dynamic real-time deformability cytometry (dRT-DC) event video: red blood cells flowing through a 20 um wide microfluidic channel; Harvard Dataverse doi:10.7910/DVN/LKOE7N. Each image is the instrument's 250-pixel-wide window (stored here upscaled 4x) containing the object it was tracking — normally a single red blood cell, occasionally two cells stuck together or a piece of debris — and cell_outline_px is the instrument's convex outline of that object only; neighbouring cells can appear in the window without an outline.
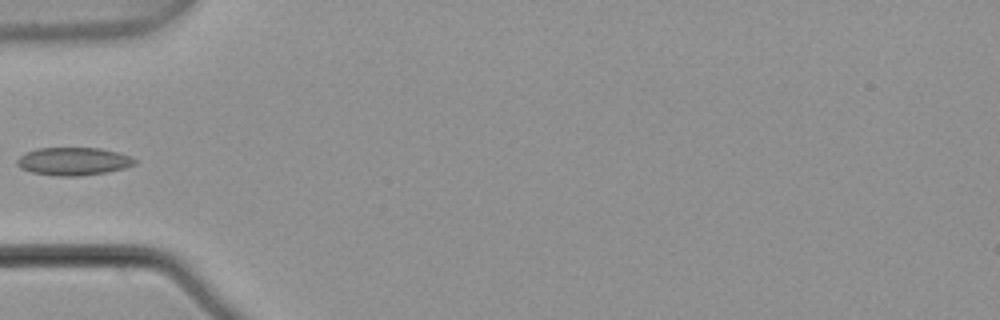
{"species": "common noctule bat (a hibernating species)", "species_latin": "Nyctalus noctula", "temperature_condition": "warm", "stored_images_in_passage": 6, "camera_frame_rate_fps": 3000, "um_per_image_px": 0.085, "animal": {"sex": "male", "body_mass_g": 21.5, "forearm_length_mm": 52.0}, "frame": {"image": 1, "passage_image": 6, "time_ms": 1.667, "image_size_px": [1000, 320], "cell_outline_px": [[136, 164], [124, 168], [108, 172], [80, 176], [56, 176], [32, 172], [20, 168], [16, 164], [16, 160], [20, 156], [28, 152], [40, 148], [100, 148], [116, 152], [128, 156], [136, 160]], "centroid_in_image_um": [6.23, 13.72], "position_along_channel_um": 78.8, "area_um2": 19.02}}